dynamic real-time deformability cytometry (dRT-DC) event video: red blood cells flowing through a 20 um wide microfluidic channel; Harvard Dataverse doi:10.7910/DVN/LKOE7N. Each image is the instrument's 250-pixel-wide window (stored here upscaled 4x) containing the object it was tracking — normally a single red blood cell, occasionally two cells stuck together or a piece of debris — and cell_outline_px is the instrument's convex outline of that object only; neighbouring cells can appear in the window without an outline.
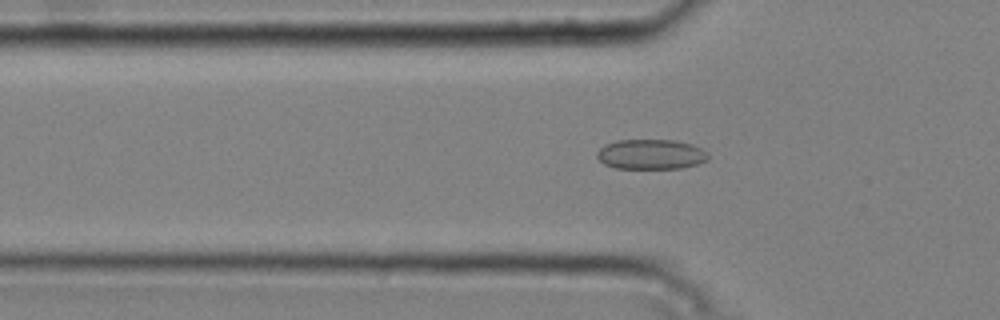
{"species": "common noctule bat (a hibernating species)", "species_latin": "Nyctalus noctula", "temperature_condition": "cold", "stored_images_in_passage": 51, "camera_frame_rate_fps": 3000, "um_per_image_px": 0.085, "animal": {"sex": "male", "body_mass_g": 20.4}, "frame": {"image": 1, "passage_image": 17, "time_ms": 5.333, "image_size_px": [1000, 320], "cell_outline_px": [[708, 160], [696, 164], [680, 168], [616, 168], [604, 164], [596, 156], [596, 152], [604, 144], [616, 140], [676, 140], [692, 144], [708, 152]], "centroid_in_image_um": [55.31, 13.1], "position_along_channel_um": 70.5, "area_um2": 19.48}}
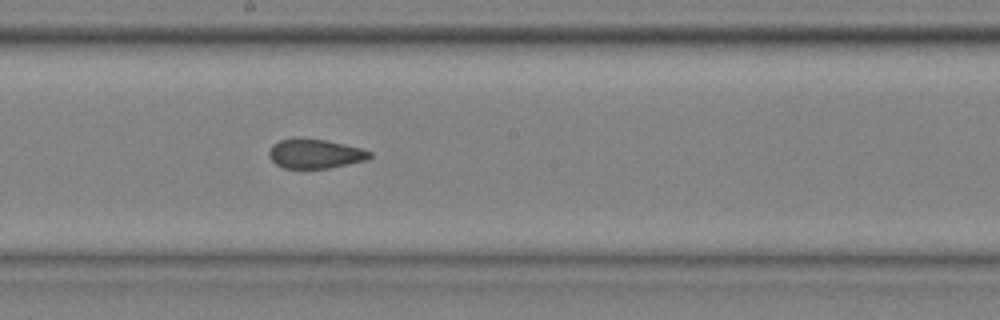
{"frame": {"image": 2, "passage_image": 29, "time_ms": 9.333, "image_size_px": [1000, 320], "cell_outline_px": [[372, 156], [368, 160], [328, 168], [284, 168], [276, 164], [268, 156], [268, 152], [272, 144], [280, 140], [324, 140], [344, 144], [360, 148], [372, 152]], "centroid_in_image_um": [26.8, 13.1], "position_along_channel_um": 221.4, "area_um2": 16.82}}
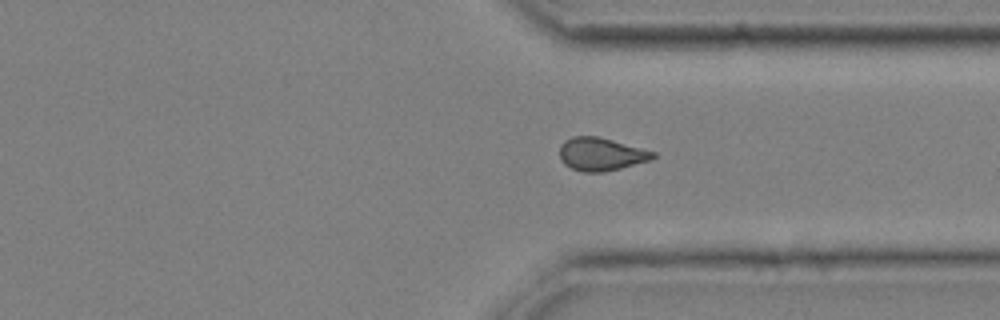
{"frame": {"image": 3, "passage_image": 40, "time_ms": 13.0, "image_size_px": [1000, 320], "cell_outline_px": [[656, 156], [652, 160], [604, 172], [584, 172], [572, 168], [564, 164], [560, 160], [560, 144], [564, 140], [572, 136], [600, 136], [656, 152]], "centroid_in_image_um": [51.09, 13.09], "position_along_channel_um": 360.3, "area_um2": 18.15}, "authors_computed_cell_mechanics": {"area_um2": 18.1492, "velocity_mm_per_s": 3.7709, "shape_relaxation_time_tau1_ms": null, "shape_relaxation_time_tau2_ms": 1.7769, "deformation_change_tau1": null, "deformation_change_tau2": 0.063}}